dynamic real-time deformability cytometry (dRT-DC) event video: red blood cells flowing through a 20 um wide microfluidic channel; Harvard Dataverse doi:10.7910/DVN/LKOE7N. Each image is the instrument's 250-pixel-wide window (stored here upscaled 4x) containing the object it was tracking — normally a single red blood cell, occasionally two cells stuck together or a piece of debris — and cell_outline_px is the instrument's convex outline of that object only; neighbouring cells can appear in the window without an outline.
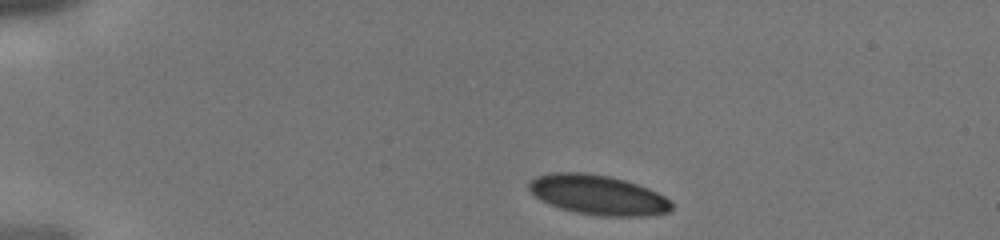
{"species": "human", "species_latin": "Homo sapiens", "temperature_condition": "cold", "stored_images_in_passage": 4, "camera_frame_rate_fps": 3000, "um_per_image_px": 0.085, "donor": {"sex": "male"}, "frame": {"image": 1, "passage_image": 1, "time_ms": 0.0, "image_size_px": [1000, 240], "cell_outline_px": [[672, 208], [668, 212], [648, 216], [600, 216], [576, 212], [560, 208], [536, 196], [528, 188], [528, 184], [536, 176], [552, 172], [584, 172], [608, 176], [624, 180], [648, 188], [664, 196], [672, 204]], "centroid_in_image_um": [50.84, 16.56], "position_along_channel_um": 34.2, "area_um2": 32.71}}
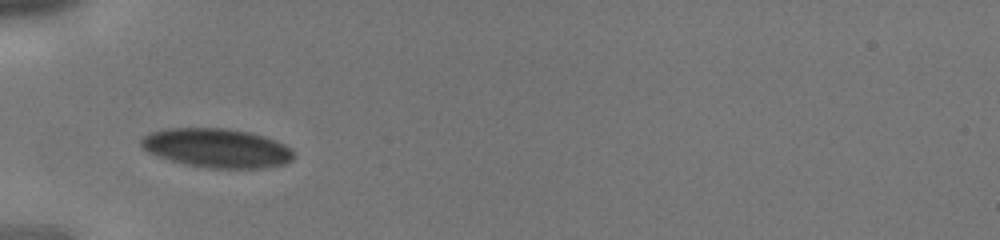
{"frame": {"image": 2, "passage_image": 3, "time_ms": 0.667, "image_size_px": [1000, 240], "cell_outline_px": [[292, 160], [284, 164], [264, 168], [208, 168], [188, 164], [172, 160], [148, 152], [140, 144], [140, 140], [144, 136], [152, 132], [168, 128], [228, 128], [248, 132], [264, 136], [276, 140], [292, 148]], "centroid_in_image_um": [18.46, 12.58], "position_along_channel_um": 66.5, "area_um2": 34.51}}